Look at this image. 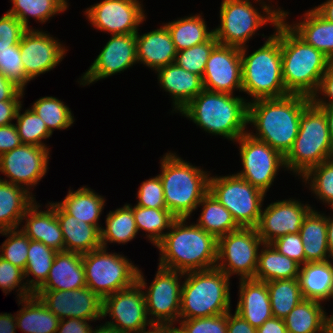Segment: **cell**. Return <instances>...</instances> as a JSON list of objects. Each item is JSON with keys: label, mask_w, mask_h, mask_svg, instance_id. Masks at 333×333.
I'll return each instance as SVG.
<instances>
[{"label": "cell", "mask_w": 333, "mask_h": 333, "mask_svg": "<svg viewBox=\"0 0 333 333\" xmlns=\"http://www.w3.org/2000/svg\"><path fill=\"white\" fill-rule=\"evenodd\" d=\"M311 102L312 98L298 94L250 101L248 124L256 133L248 130V134L285 156L298 135L300 117Z\"/></svg>", "instance_id": "1"}, {"label": "cell", "mask_w": 333, "mask_h": 333, "mask_svg": "<svg viewBox=\"0 0 333 333\" xmlns=\"http://www.w3.org/2000/svg\"><path fill=\"white\" fill-rule=\"evenodd\" d=\"M187 220L176 218L156 245L160 252L158 266L183 273L216 268L218 239L195 222L188 225Z\"/></svg>", "instance_id": "2"}, {"label": "cell", "mask_w": 333, "mask_h": 333, "mask_svg": "<svg viewBox=\"0 0 333 333\" xmlns=\"http://www.w3.org/2000/svg\"><path fill=\"white\" fill-rule=\"evenodd\" d=\"M246 101L241 96L204 89L179 113L205 132L235 142L248 132L249 101Z\"/></svg>", "instance_id": "3"}, {"label": "cell", "mask_w": 333, "mask_h": 333, "mask_svg": "<svg viewBox=\"0 0 333 333\" xmlns=\"http://www.w3.org/2000/svg\"><path fill=\"white\" fill-rule=\"evenodd\" d=\"M282 77L289 94L313 98L332 61L280 21Z\"/></svg>", "instance_id": "4"}, {"label": "cell", "mask_w": 333, "mask_h": 333, "mask_svg": "<svg viewBox=\"0 0 333 333\" xmlns=\"http://www.w3.org/2000/svg\"><path fill=\"white\" fill-rule=\"evenodd\" d=\"M160 161L158 175L167 210L176 218H189L209 192L210 171L193 166L175 152L165 153Z\"/></svg>", "instance_id": "5"}, {"label": "cell", "mask_w": 333, "mask_h": 333, "mask_svg": "<svg viewBox=\"0 0 333 333\" xmlns=\"http://www.w3.org/2000/svg\"><path fill=\"white\" fill-rule=\"evenodd\" d=\"M275 31L265 40L263 46L246 54L247 45L240 48L242 60V92L251 101L279 98L288 95L282 77V58L280 49V22Z\"/></svg>", "instance_id": "6"}, {"label": "cell", "mask_w": 333, "mask_h": 333, "mask_svg": "<svg viewBox=\"0 0 333 333\" xmlns=\"http://www.w3.org/2000/svg\"><path fill=\"white\" fill-rule=\"evenodd\" d=\"M180 319L225 314L231 311L230 278L217 268L184 273Z\"/></svg>", "instance_id": "7"}, {"label": "cell", "mask_w": 333, "mask_h": 333, "mask_svg": "<svg viewBox=\"0 0 333 333\" xmlns=\"http://www.w3.org/2000/svg\"><path fill=\"white\" fill-rule=\"evenodd\" d=\"M260 2L263 14L252 5L250 0H222L220 6V25L214 28L218 44L242 48L255 32L267 23L276 26L282 20V10ZM263 1V2H262ZM265 14V15H264Z\"/></svg>", "instance_id": "8"}, {"label": "cell", "mask_w": 333, "mask_h": 333, "mask_svg": "<svg viewBox=\"0 0 333 333\" xmlns=\"http://www.w3.org/2000/svg\"><path fill=\"white\" fill-rule=\"evenodd\" d=\"M332 139L324 113L311 102L300 117L299 131L292 148L284 156L286 170L304 176L327 160Z\"/></svg>", "instance_id": "9"}, {"label": "cell", "mask_w": 333, "mask_h": 333, "mask_svg": "<svg viewBox=\"0 0 333 333\" xmlns=\"http://www.w3.org/2000/svg\"><path fill=\"white\" fill-rule=\"evenodd\" d=\"M99 247L82 254L86 286L102 299L137 281L138 267L127 256Z\"/></svg>", "instance_id": "10"}, {"label": "cell", "mask_w": 333, "mask_h": 333, "mask_svg": "<svg viewBox=\"0 0 333 333\" xmlns=\"http://www.w3.org/2000/svg\"><path fill=\"white\" fill-rule=\"evenodd\" d=\"M209 192L232 214L240 227H256L263 206L262 191L237 174L210 176Z\"/></svg>", "instance_id": "11"}, {"label": "cell", "mask_w": 333, "mask_h": 333, "mask_svg": "<svg viewBox=\"0 0 333 333\" xmlns=\"http://www.w3.org/2000/svg\"><path fill=\"white\" fill-rule=\"evenodd\" d=\"M263 241L255 227H240L218 239L216 268L229 278L254 279L258 255Z\"/></svg>", "instance_id": "12"}, {"label": "cell", "mask_w": 333, "mask_h": 333, "mask_svg": "<svg viewBox=\"0 0 333 333\" xmlns=\"http://www.w3.org/2000/svg\"><path fill=\"white\" fill-rule=\"evenodd\" d=\"M157 270L155 278L148 288H146L147 282L140 269H138L137 282L143 290L150 321L174 325L176 321L178 323L180 316L182 285L179 280L184 278V273L160 266Z\"/></svg>", "instance_id": "13"}, {"label": "cell", "mask_w": 333, "mask_h": 333, "mask_svg": "<svg viewBox=\"0 0 333 333\" xmlns=\"http://www.w3.org/2000/svg\"><path fill=\"white\" fill-rule=\"evenodd\" d=\"M235 142L239 144L243 166L236 174L266 195L280 167L286 170L284 156L267 143L253 138L248 132Z\"/></svg>", "instance_id": "14"}, {"label": "cell", "mask_w": 333, "mask_h": 333, "mask_svg": "<svg viewBox=\"0 0 333 333\" xmlns=\"http://www.w3.org/2000/svg\"><path fill=\"white\" fill-rule=\"evenodd\" d=\"M49 147L21 144L0 156L1 179L18 185L32 194L31 188L46 175L49 162ZM9 178V180H8Z\"/></svg>", "instance_id": "15"}, {"label": "cell", "mask_w": 333, "mask_h": 333, "mask_svg": "<svg viewBox=\"0 0 333 333\" xmlns=\"http://www.w3.org/2000/svg\"><path fill=\"white\" fill-rule=\"evenodd\" d=\"M85 10L95 29L111 35L137 33L147 18L139 0H103Z\"/></svg>", "instance_id": "16"}, {"label": "cell", "mask_w": 333, "mask_h": 333, "mask_svg": "<svg viewBox=\"0 0 333 333\" xmlns=\"http://www.w3.org/2000/svg\"><path fill=\"white\" fill-rule=\"evenodd\" d=\"M107 314L112 320L105 323L122 333H138L152 324L147 314L144 293L137 281L103 299V319Z\"/></svg>", "instance_id": "17"}, {"label": "cell", "mask_w": 333, "mask_h": 333, "mask_svg": "<svg viewBox=\"0 0 333 333\" xmlns=\"http://www.w3.org/2000/svg\"><path fill=\"white\" fill-rule=\"evenodd\" d=\"M34 295L60 320L103 318V299L87 286L76 290H37Z\"/></svg>", "instance_id": "18"}, {"label": "cell", "mask_w": 333, "mask_h": 333, "mask_svg": "<svg viewBox=\"0 0 333 333\" xmlns=\"http://www.w3.org/2000/svg\"><path fill=\"white\" fill-rule=\"evenodd\" d=\"M49 33L38 29L26 30L19 43L25 75L33 80L55 68L66 55L67 49Z\"/></svg>", "instance_id": "19"}, {"label": "cell", "mask_w": 333, "mask_h": 333, "mask_svg": "<svg viewBox=\"0 0 333 333\" xmlns=\"http://www.w3.org/2000/svg\"><path fill=\"white\" fill-rule=\"evenodd\" d=\"M136 33L111 35L97 58L81 76L80 85L86 86L105 79L136 64Z\"/></svg>", "instance_id": "20"}, {"label": "cell", "mask_w": 333, "mask_h": 333, "mask_svg": "<svg viewBox=\"0 0 333 333\" xmlns=\"http://www.w3.org/2000/svg\"><path fill=\"white\" fill-rule=\"evenodd\" d=\"M203 87L212 92H242L240 48L217 44L211 51L202 75Z\"/></svg>", "instance_id": "21"}, {"label": "cell", "mask_w": 333, "mask_h": 333, "mask_svg": "<svg viewBox=\"0 0 333 333\" xmlns=\"http://www.w3.org/2000/svg\"><path fill=\"white\" fill-rule=\"evenodd\" d=\"M313 207L310 204L289 198L270 203L255 227L263 243L271 244L286 234L299 233L303 220Z\"/></svg>", "instance_id": "22"}, {"label": "cell", "mask_w": 333, "mask_h": 333, "mask_svg": "<svg viewBox=\"0 0 333 333\" xmlns=\"http://www.w3.org/2000/svg\"><path fill=\"white\" fill-rule=\"evenodd\" d=\"M48 205V206H47ZM47 210H39L40 204L35 201L24 214L20 230L31 240L40 241L57 252L64 251L62 230L56 216V202L48 203Z\"/></svg>", "instance_id": "23"}, {"label": "cell", "mask_w": 333, "mask_h": 333, "mask_svg": "<svg viewBox=\"0 0 333 333\" xmlns=\"http://www.w3.org/2000/svg\"><path fill=\"white\" fill-rule=\"evenodd\" d=\"M158 83L171 95L174 111L178 113L204 90L202 77L185 70L176 63L158 68Z\"/></svg>", "instance_id": "24"}, {"label": "cell", "mask_w": 333, "mask_h": 333, "mask_svg": "<svg viewBox=\"0 0 333 333\" xmlns=\"http://www.w3.org/2000/svg\"><path fill=\"white\" fill-rule=\"evenodd\" d=\"M137 63L156 71L158 68L175 63L177 50L171 34L165 25L144 33H136Z\"/></svg>", "instance_id": "25"}, {"label": "cell", "mask_w": 333, "mask_h": 333, "mask_svg": "<svg viewBox=\"0 0 333 333\" xmlns=\"http://www.w3.org/2000/svg\"><path fill=\"white\" fill-rule=\"evenodd\" d=\"M239 282V301L235 312L258 328L273 317L267 283L254 279H240Z\"/></svg>", "instance_id": "26"}, {"label": "cell", "mask_w": 333, "mask_h": 333, "mask_svg": "<svg viewBox=\"0 0 333 333\" xmlns=\"http://www.w3.org/2000/svg\"><path fill=\"white\" fill-rule=\"evenodd\" d=\"M289 12L282 10V20L305 43L323 52L333 62V22L326 20L314 8L303 14L299 23L288 24Z\"/></svg>", "instance_id": "27"}, {"label": "cell", "mask_w": 333, "mask_h": 333, "mask_svg": "<svg viewBox=\"0 0 333 333\" xmlns=\"http://www.w3.org/2000/svg\"><path fill=\"white\" fill-rule=\"evenodd\" d=\"M86 286L82 254L57 252L48 278L38 290H76Z\"/></svg>", "instance_id": "28"}, {"label": "cell", "mask_w": 333, "mask_h": 333, "mask_svg": "<svg viewBox=\"0 0 333 333\" xmlns=\"http://www.w3.org/2000/svg\"><path fill=\"white\" fill-rule=\"evenodd\" d=\"M56 216L62 230L64 251L84 254L101 247L100 230L95 225L67 214L57 203Z\"/></svg>", "instance_id": "29"}, {"label": "cell", "mask_w": 333, "mask_h": 333, "mask_svg": "<svg viewBox=\"0 0 333 333\" xmlns=\"http://www.w3.org/2000/svg\"><path fill=\"white\" fill-rule=\"evenodd\" d=\"M297 279L304 299L320 303L329 300L333 286L332 260L300 265Z\"/></svg>", "instance_id": "30"}, {"label": "cell", "mask_w": 333, "mask_h": 333, "mask_svg": "<svg viewBox=\"0 0 333 333\" xmlns=\"http://www.w3.org/2000/svg\"><path fill=\"white\" fill-rule=\"evenodd\" d=\"M33 194L0 178V231L21 226L28 208L35 202Z\"/></svg>", "instance_id": "31"}, {"label": "cell", "mask_w": 333, "mask_h": 333, "mask_svg": "<svg viewBox=\"0 0 333 333\" xmlns=\"http://www.w3.org/2000/svg\"><path fill=\"white\" fill-rule=\"evenodd\" d=\"M314 209L312 208L305 216L299 231L303 242L306 263L330 259L325 214Z\"/></svg>", "instance_id": "32"}, {"label": "cell", "mask_w": 333, "mask_h": 333, "mask_svg": "<svg viewBox=\"0 0 333 333\" xmlns=\"http://www.w3.org/2000/svg\"><path fill=\"white\" fill-rule=\"evenodd\" d=\"M21 308L15 314L17 328L24 333H56L60 319L36 295L18 300Z\"/></svg>", "instance_id": "33"}, {"label": "cell", "mask_w": 333, "mask_h": 333, "mask_svg": "<svg viewBox=\"0 0 333 333\" xmlns=\"http://www.w3.org/2000/svg\"><path fill=\"white\" fill-rule=\"evenodd\" d=\"M104 196L98 195L90 187L82 186L78 190H69L64 200L56 202L67 214L74 216L99 230V218L105 206Z\"/></svg>", "instance_id": "34"}, {"label": "cell", "mask_w": 333, "mask_h": 333, "mask_svg": "<svg viewBox=\"0 0 333 333\" xmlns=\"http://www.w3.org/2000/svg\"><path fill=\"white\" fill-rule=\"evenodd\" d=\"M254 280L269 282L298 278L300 264L282 255L272 244L263 243Z\"/></svg>", "instance_id": "35"}, {"label": "cell", "mask_w": 333, "mask_h": 333, "mask_svg": "<svg viewBox=\"0 0 333 333\" xmlns=\"http://www.w3.org/2000/svg\"><path fill=\"white\" fill-rule=\"evenodd\" d=\"M163 24L170 32L177 52L202 44L214 35V30H209L202 13Z\"/></svg>", "instance_id": "36"}, {"label": "cell", "mask_w": 333, "mask_h": 333, "mask_svg": "<svg viewBox=\"0 0 333 333\" xmlns=\"http://www.w3.org/2000/svg\"><path fill=\"white\" fill-rule=\"evenodd\" d=\"M200 205L202 210L196 224L217 239L240 228L231 212L210 192L202 198L198 207Z\"/></svg>", "instance_id": "37"}, {"label": "cell", "mask_w": 333, "mask_h": 333, "mask_svg": "<svg viewBox=\"0 0 333 333\" xmlns=\"http://www.w3.org/2000/svg\"><path fill=\"white\" fill-rule=\"evenodd\" d=\"M324 309L318 301L303 299L284 318L287 333H325Z\"/></svg>", "instance_id": "38"}, {"label": "cell", "mask_w": 333, "mask_h": 333, "mask_svg": "<svg viewBox=\"0 0 333 333\" xmlns=\"http://www.w3.org/2000/svg\"><path fill=\"white\" fill-rule=\"evenodd\" d=\"M106 227L100 230L101 246L108 248V243L126 244L139 233L132 208L125 204L106 215ZM105 228V229H104Z\"/></svg>", "instance_id": "39"}, {"label": "cell", "mask_w": 333, "mask_h": 333, "mask_svg": "<svg viewBox=\"0 0 333 333\" xmlns=\"http://www.w3.org/2000/svg\"><path fill=\"white\" fill-rule=\"evenodd\" d=\"M57 251L46 246L40 241L30 239L26 267L24 270L25 278L33 275V279L26 280L29 290L34 294L48 278L52 263Z\"/></svg>", "instance_id": "40"}, {"label": "cell", "mask_w": 333, "mask_h": 333, "mask_svg": "<svg viewBox=\"0 0 333 333\" xmlns=\"http://www.w3.org/2000/svg\"><path fill=\"white\" fill-rule=\"evenodd\" d=\"M12 7L7 12L15 16L28 30L29 17H33L40 23H45L56 14L67 10V0H10Z\"/></svg>", "instance_id": "41"}, {"label": "cell", "mask_w": 333, "mask_h": 333, "mask_svg": "<svg viewBox=\"0 0 333 333\" xmlns=\"http://www.w3.org/2000/svg\"><path fill=\"white\" fill-rule=\"evenodd\" d=\"M138 231L146 232L147 239L157 245L169 230L176 217L167 209L131 206ZM148 233V234H147Z\"/></svg>", "instance_id": "42"}, {"label": "cell", "mask_w": 333, "mask_h": 333, "mask_svg": "<svg viewBox=\"0 0 333 333\" xmlns=\"http://www.w3.org/2000/svg\"><path fill=\"white\" fill-rule=\"evenodd\" d=\"M266 283L273 317L284 319L304 299L297 278Z\"/></svg>", "instance_id": "43"}, {"label": "cell", "mask_w": 333, "mask_h": 333, "mask_svg": "<svg viewBox=\"0 0 333 333\" xmlns=\"http://www.w3.org/2000/svg\"><path fill=\"white\" fill-rule=\"evenodd\" d=\"M31 109L45 122L48 130L53 134L54 129L69 128L74 120L71 109L57 97L45 96L36 100Z\"/></svg>", "instance_id": "44"}, {"label": "cell", "mask_w": 333, "mask_h": 333, "mask_svg": "<svg viewBox=\"0 0 333 333\" xmlns=\"http://www.w3.org/2000/svg\"><path fill=\"white\" fill-rule=\"evenodd\" d=\"M22 104L16 114V128L22 144H32L35 146L47 147L42 141L52 136L46 127L45 122L37 115L33 109H26L21 114Z\"/></svg>", "instance_id": "45"}, {"label": "cell", "mask_w": 333, "mask_h": 333, "mask_svg": "<svg viewBox=\"0 0 333 333\" xmlns=\"http://www.w3.org/2000/svg\"><path fill=\"white\" fill-rule=\"evenodd\" d=\"M303 182L309 184V190L317 196L324 204L333 203V164L323 161L311 168L301 177ZM310 181V182H309Z\"/></svg>", "instance_id": "46"}, {"label": "cell", "mask_w": 333, "mask_h": 333, "mask_svg": "<svg viewBox=\"0 0 333 333\" xmlns=\"http://www.w3.org/2000/svg\"><path fill=\"white\" fill-rule=\"evenodd\" d=\"M0 234L7 237L0 246V257L25 270L30 238L19 228L0 231Z\"/></svg>", "instance_id": "47"}, {"label": "cell", "mask_w": 333, "mask_h": 333, "mask_svg": "<svg viewBox=\"0 0 333 333\" xmlns=\"http://www.w3.org/2000/svg\"><path fill=\"white\" fill-rule=\"evenodd\" d=\"M217 44L218 41L215 35H213L208 41L202 44L178 51L175 63L185 70L202 77L209 55Z\"/></svg>", "instance_id": "48"}, {"label": "cell", "mask_w": 333, "mask_h": 333, "mask_svg": "<svg viewBox=\"0 0 333 333\" xmlns=\"http://www.w3.org/2000/svg\"><path fill=\"white\" fill-rule=\"evenodd\" d=\"M0 72L25 90L31 80L25 75L19 44L0 50Z\"/></svg>", "instance_id": "49"}, {"label": "cell", "mask_w": 333, "mask_h": 333, "mask_svg": "<svg viewBox=\"0 0 333 333\" xmlns=\"http://www.w3.org/2000/svg\"><path fill=\"white\" fill-rule=\"evenodd\" d=\"M24 280H26L24 270L0 257V288L5 295L17 287H19L18 290L16 289L19 292L17 293L18 300L33 295Z\"/></svg>", "instance_id": "50"}, {"label": "cell", "mask_w": 333, "mask_h": 333, "mask_svg": "<svg viewBox=\"0 0 333 333\" xmlns=\"http://www.w3.org/2000/svg\"><path fill=\"white\" fill-rule=\"evenodd\" d=\"M183 333H227V313L209 317L181 319Z\"/></svg>", "instance_id": "51"}, {"label": "cell", "mask_w": 333, "mask_h": 333, "mask_svg": "<svg viewBox=\"0 0 333 333\" xmlns=\"http://www.w3.org/2000/svg\"><path fill=\"white\" fill-rule=\"evenodd\" d=\"M137 206L144 208L167 209L163 186L159 175L143 181L137 192Z\"/></svg>", "instance_id": "52"}, {"label": "cell", "mask_w": 333, "mask_h": 333, "mask_svg": "<svg viewBox=\"0 0 333 333\" xmlns=\"http://www.w3.org/2000/svg\"><path fill=\"white\" fill-rule=\"evenodd\" d=\"M26 30L15 16L6 12L0 18V50L18 45Z\"/></svg>", "instance_id": "53"}, {"label": "cell", "mask_w": 333, "mask_h": 333, "mask_svg": "<svg viewBox=\"0 0 333 333\" xmlns=\"http://www.w3.org/2000/svg\"><path fill=\"white\" fill-rule=\"evenodd\" d=\"M282 255H285L298 264L306 263L303 242L299 233L286 234L271 243Z\"/></svg>", "instance_id": "54"}, {"label": "cell", "mask_w": 333, "mask_h": 333, "mask_svg": "<svg viewBox=\"0 0 333 333\" xmlns=\"http://www.w3.org/2000/svg\"><path fill=\"white\" fill-rule=\"evenodd\" d=\"M319 94L324 97H320ZM312 102L316 106H333V62L322 76L319 89L312 98Z\"/></svg>", "instance_id": "55"}, {"label": "cell", "mask_w": 333, "mask_h": 333, "mask_svg": "<svg viewBox=\"0 0 333 333\" xmlns=\"http://www.w3.org/2000/svg\"><path fill=\"white\" fill-rule=\"evenodd\" d=\"M22 144L16 125L0 126V156Z\"/></svg>", "instance_id": "56"}, {"label": "cell", "mask_w": 333, "mask_h": 333, "mask_svg": "<svg viewBox=\"0 0 333 333\" xmlns=\"http://www.w3.org/2000/svg\"><path fill=\"white\" fill-rule=\"evenodd\" d=\"M87 321L78 318L62 319L59 322L56 333H91L92 325H89V321Z\"/></svg>", "instance_id": "57"}, {"label": "cell", "mask_w": 333, "mask_h": 333, "mask_svg": "<svg viewBox=\"0 0 333 333\" xmlns=\"http://www.w3.org/2000/svg\"><path fill=\"white\" fill-rule=\"evenodd\" d=\"M24 90L0 72V101L21 100Z\"/></svg>", "instance_id": "58"}, {"label": "cell", "mask_w": 333, "mask_h": 333, "mask_svg": "<svg viewBox=\"0 0 333 333\" xmlns=\"http://www.w3.org/2000/svg\"><path fill=\"white\" fill-rule=\"evenodd\" d=\"M227 333H257V328L251 326L245 319L234 311L227 312Z\"/></svg>", "instance_id": "59"}, {"label": "cell", "mask_w": 333, "mask_h": 333, "mask_svg": "<svg viewBox=\"0 0 333 333\" xmlns=\"http://www.w3.org/2000/svg\"><path fill=\"white\" fill-rule=\"evenodd\" d=\"M21 103L20 100L0 101V126L13 124L12 120L16 119Z\"/></svg>", "instance_id": "60"}, {"label": "cell", "mask_w": 333, "mask_h": 333, "mask_svg": "<svg viewBox=\"0 0 333 333\" xmlns=\"http://www.w3.org/2000/svg\"><path fill=\"white\" fill-rule=\"evenodd\" d=\"M257 333H287L284 319L272 317L257 328Z\"/></svg>", "instance_id": "61"}, {"label": "cell", "mask_w": 333, "mask_h": 333, "mask_svg": "<svg viewBox=\"0 0 333 333\" xmlns=\"http://www.w3.org/2000/svg\"><path fill=\"white\" fill-rule=\"evenodd\" d=\"M17 321L15 314L0 313V333H16Z\"/></svg>", "instance_id": "62"}, {"label": "cell", "mask_w": 333, "mask_h": 333, "mask_svg": "<svg viewBox=\"0 0 333 333\" xmlns=\"http://www.w3.org/2000/svg\"><path fill=\"white\" fill-rule=\"evenodd\" d=\"M314 9L326 20L333 22V0H326L321 5L315 6Z\"/></svg>", "instance_id": "63"}, {"label": "cell", "mask_w": 333, "mask_h": 333, "mask_svg": "<svg viewBox=\"0 0 333 333\" xmlns=\"http://www.w3.org/2000/svg\"><path fill=\"white\" fill-rule=\"evenodd\" d=\"M150 328L149 330L144 328L138 333H174V326L172 324L152 323Z\"/></svg>", "instance_id": "64"}, {"label": "cell", "mask_w": 333, "mask_h": 333, "mask_svg": "<svg viewBox=\"0 0 333 333\" xmlns=\"http://www.w3.org/2000/svg\"><path fill=\"white\" fill-rule=\"evenodd\" d=\"M327 221V240H328V252L329 258L333 261V216H326Z\"/></svg>", "instance_id": "65"}, {"label": "cell", "mask_w": 333, "mask_h": 333, "mask_svg": "<svg viewBox=\"0 0 333 333\" xmlns=\"http://www.w3.org/2000/svg\"><path fill=\"white\" fill-rule=\"evenodd\" d=\"M325 115L330 137L333 140V106H317Z\"/></svg>", "instance_id": "66"}, {"label": "cell", "mask_w": 333, "mask_h": 333, "mask_svg": "<svg viewBox=\"0 0 333 333\" xmlns=\"http://www.w3.org/2000/svg\"><path fill=\"white\" fill-rule=\"evenodd\" d=\"M96 327L95 329L92 328L91 333H122L117 328L106 323Z\"/></svg>", "instance_id": "67"}, {"label": "cell", "mask_w": 333, "mask_h": 333, "mask_svg": "<svg viewBox=\"0 0 333 333\" xmlns=\"http://www.w3.org/2000/svg\"><path fill=\"white\" fill-rule=\"evenodd\" d=\"M325 332L333 333V314L332 315H328V313L326 314Z\"/></svg>", "instance_id": "68"}, {"label": "cell", "mask_w": 333, "mask_h": 333, "mask_svg": "<svg viewBox=\"0 0 333 333\" xmlns=\"http://www.w3.org/2000/svg\"><path fill=\"white\" fill-rule=\"evenodd\" d=\"M327 161L333 164V140L332 143L330 145V150H329V154L327 157Z\"/></svg>", "instance_id": "69"}, {"label": "cell", "mask_w": 333, "mask_h": 333, "mask_svg": "<svg viewBox=\"0 0 333 333\" xmlns=\"http://www.w3.org/2000/svg\"><path fill=\"white\" fill-rule=\"evenodd\" d=\"M174 333H183L178 327H174Z\"/></svg>", "instance_id": "70"}, {"label": "cell", "mask_w": 333, "mask_h": 333, "mask_svg": "<svg viewBox=\"0 0 333 333\" xmlns=\"http://www.w3.org/2000/svg\"><path fill=\"white\" fill-rule=\"evenodd\" d=\"M331 298L333 299V286H332V290H331V294L329 296V299L331 300Z\"/></svg>", "instance_id": "71"}, {"label": "cell", "mask_w": 333, "mask_h": 333, "mask_svg": "<svg viewBox=\"0 0 333 333\" xmlns=\"http://www.w3.org/2000/svg\"><path fill=\"white\" fill-rule=\"evenodd\" d=\"M330 209H332V211H333V203L330 205Z\"/></svg>", "instance_id": "72"}]
</instances>
